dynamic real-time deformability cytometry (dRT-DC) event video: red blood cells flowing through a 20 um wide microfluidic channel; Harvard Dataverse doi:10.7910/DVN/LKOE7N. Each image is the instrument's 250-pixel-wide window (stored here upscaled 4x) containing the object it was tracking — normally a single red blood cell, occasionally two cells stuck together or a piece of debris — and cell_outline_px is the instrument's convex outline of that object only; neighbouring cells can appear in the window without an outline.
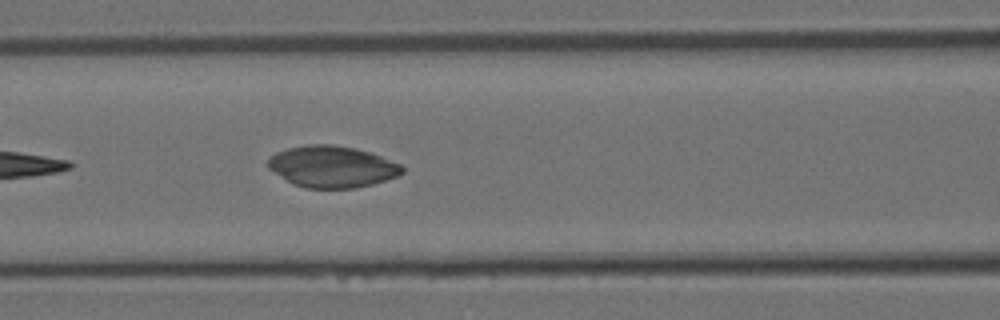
{"species": "Egyptian fruit bat (a non-hibernating species)", "species_latin": "Rousettus aegyptiacus", "temperature_condition": "room temperature", "stored_images_in_passage": 7, "camera_frame_rate_fps": 3000, "um_per_image_px": 0.085, "animal": {"sex": "female"}, "frame": {"image": 1, "passage_image": 7, "time_ms": 7.0, "image_size_px": [1000, 320], "cell_outline_px": [[404, 172], [396, 176], [372, 184], [356, 188], [304, 188], [292, 184], [268, 168], [268, 160], [276, 152], [288, 148], [308, 144], [332, 144], [356, 148], [380, 156], [400, 164], [404, 168]], "centroid_in_image_um": [28.21, 14.17], "position_along_channel_um": 138.4, "area_um2": 32.37}}